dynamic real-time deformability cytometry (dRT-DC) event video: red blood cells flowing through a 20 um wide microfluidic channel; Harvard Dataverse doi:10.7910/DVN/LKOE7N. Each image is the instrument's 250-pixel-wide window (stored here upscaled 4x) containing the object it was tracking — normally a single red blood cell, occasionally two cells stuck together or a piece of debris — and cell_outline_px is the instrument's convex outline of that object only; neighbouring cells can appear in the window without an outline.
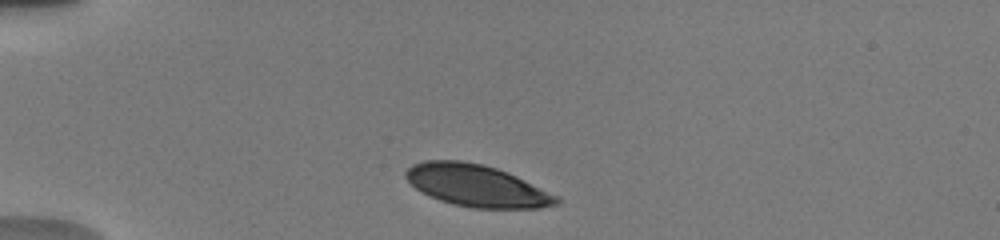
{"species": "human", "species_latin": "Homo sapiens", "temperature_condition": "warm", "stored_images_in_passage": 7, "camera_frame_rate_fps": 3000, "um_per_image_px": 0.085, "donor": {"sex": "male"}, "frame": {"image": 1, "passage_image": 3, "time_ms": 0.667, "image_size_px": [1000, 240], "cell_outline_px": [[560, 200], [556, 204], [540, 208], [476, 208], [456, 204], [440, 200], [416, 188], [404, 176], [404, 172], [412, 164], [424, 160], [460, 160], [484, 164], [496, 168], [516, 176], [560, 196]], "centroid_in_image_um": [40.54, 15.77], "position_along_channel_um": 44.5, "area_um2": 36.53}}
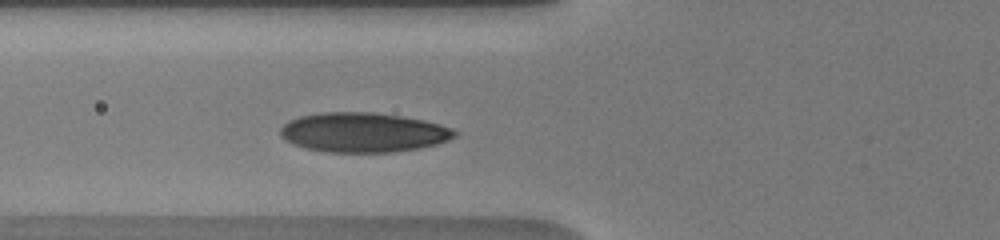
{"frame": {"image": 2, "passage_image": 7, "time_ms": 3.0, "image_size_px": [1000, 240], "cell_outline_px": [[460, 132], [456, 136], [448, 140], [436, 144], [420, 148], [392, 152], [328, 152], [308, 148], [284, 140], [280, 136], [280, 128], [288, 120], [300, 116], [324, 112], [372, 112], [400, 116], [424, 120], [440, 124], [452, 128]], "centroid_in_image_um": [30.9, 11.25], "position_along_channel_um": 94.9, "area_um2": 40.23}}